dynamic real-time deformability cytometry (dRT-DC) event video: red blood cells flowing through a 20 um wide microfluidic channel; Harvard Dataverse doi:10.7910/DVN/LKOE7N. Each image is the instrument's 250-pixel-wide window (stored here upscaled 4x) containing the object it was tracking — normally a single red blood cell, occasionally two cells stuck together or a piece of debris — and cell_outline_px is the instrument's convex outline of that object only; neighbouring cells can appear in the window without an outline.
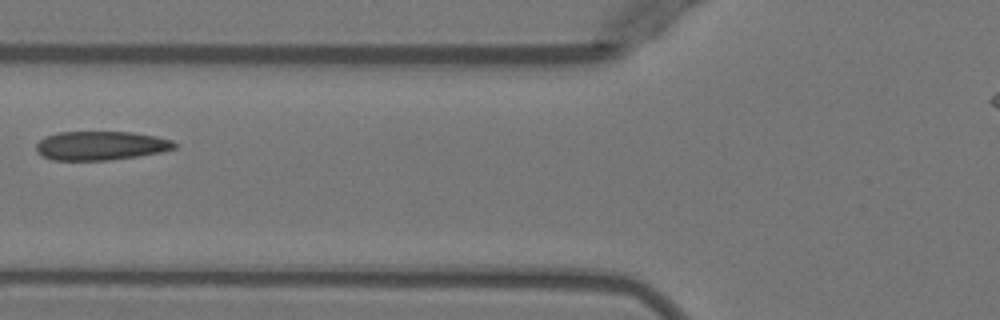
{"species": "Egyptian fruit bat (a non-hibernating species)", "species_latin": "Rousettus aegyptiacus", "temperature_condition": "warm", "stored_images_in_passage": 3, "camera_frame_rate_fps": 3000, "um_per_image_px": 0.085, "animal": {"sex": "female"}, "frame": {"image": 1, "passage_image": 3, "time_ms": 3.0, "image_size_px": [1000, 320], "cell_outline_px": [[176, 148], [160, 152], [136, 156], [108, 160], [52, 160], [36, 152], [36, 144], [44, 136], [56, 132], [132, 132], [156, 136], [172, 140], [176, 144]], "centroid_in_image_um": [8.54, 12.37], "position_along_channel_um": 117.3, "area_um2": 23.29}}